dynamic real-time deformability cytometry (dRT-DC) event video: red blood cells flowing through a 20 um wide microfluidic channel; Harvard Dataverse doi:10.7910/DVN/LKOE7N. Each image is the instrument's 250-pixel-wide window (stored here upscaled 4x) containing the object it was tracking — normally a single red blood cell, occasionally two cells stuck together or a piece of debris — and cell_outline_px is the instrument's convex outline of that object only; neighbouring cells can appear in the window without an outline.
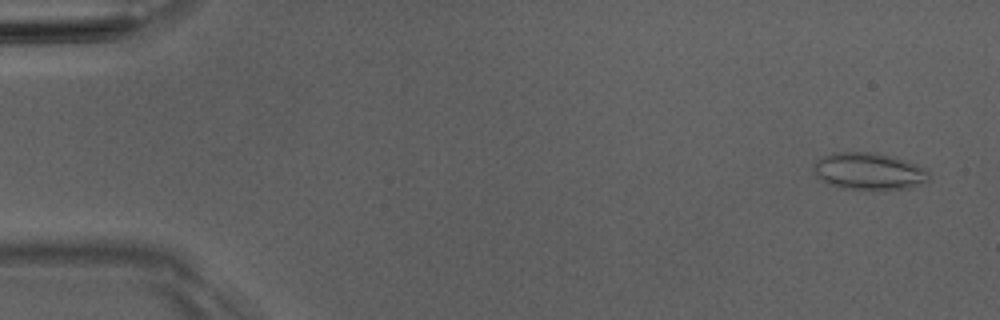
{"species": "Egyptian fruit bat (a non-hibernating species)", "species_latin": "Rousettus aegyptiacus", "temperature_condition": "room temperature", "stored_images_in_passage": 11, "camera_frame_rate_fps": 3000, "um_per_image_px": 0.085, "animal": {"sex": "male"}, "frame": {"image": 1, "passage_image": 1, "time_ms": 0.0, "image_size_px": [1000, 320], "cell_outline_px": [[928, 180], [908, 188], [840, 188], [828, 184], [820, 180], [816, 176], [812, 168], [816, 160], [832, 152], [872, 152], [904, 160], [928, 168]], "centroid_in_image_um": [73.8, 14.54], "position_along_channel_um": 11.2, "area_um2": 24.51}}